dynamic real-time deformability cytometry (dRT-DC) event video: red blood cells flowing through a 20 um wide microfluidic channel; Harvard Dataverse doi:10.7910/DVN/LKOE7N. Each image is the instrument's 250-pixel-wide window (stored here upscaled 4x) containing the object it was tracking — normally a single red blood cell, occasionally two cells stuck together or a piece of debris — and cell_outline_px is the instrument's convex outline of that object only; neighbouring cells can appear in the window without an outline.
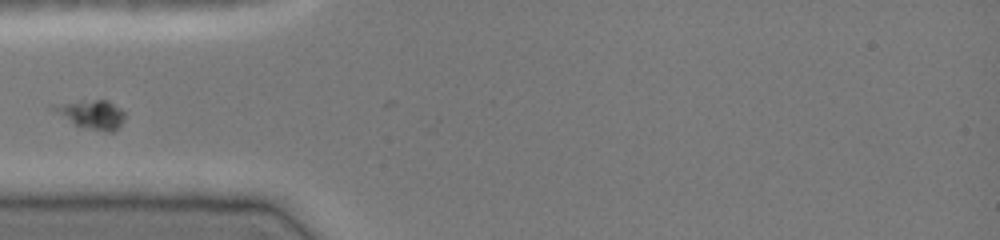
{"species": "common noctule bat (a hibernating species)", "species_latin": "Nyctalus noctula", "temperature_condition": "cold", "stored_images_in_passage": 33, "camera_frame_rate_fps": 3000, "um_per_image_px": 0.085, "animal": {"sex": "female", "body_mass_g": 19.0, "forearm_length_mm": 51.5}, "frame": {"image": 1, "passage_image": 1, "time_ms": 0.0, "image_size_px": [1000, 240], "cell_outline_px": [[124, 120], [116, 132], [108, 132], [88, 128], [76, 124], [48, 108], [52, 104], [80, 100], [108, 100], [120, 108], [124, 112]], "centroid_in_image_um": [7.8, 9.7], "position_along_channel_um": 77.2, "area_um2": 11.96}}
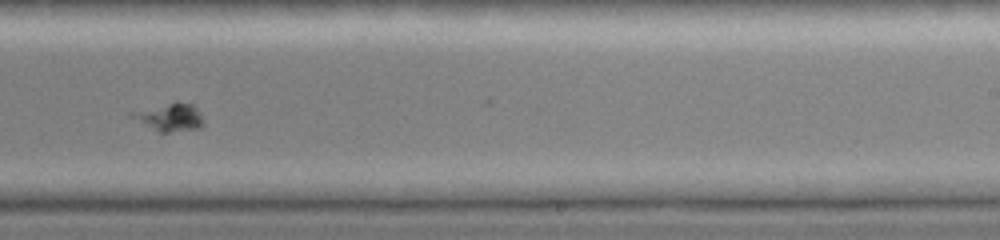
{"frame": {"image": 2, "passage_image": 16, "time_ms": 5.0, "image_size_px": [1000, 240], "cell_outline_px": [[204, 124], [200, 128], [168, 132], [156, 132], [128, 116], [128, 112], [176, 100], [192, 104], [200, 112], [204, 120]], "centroid_in_image_um": [14.39, 9.94], "position_along_channel_um": 274.6, "area_um2": 12.08}}
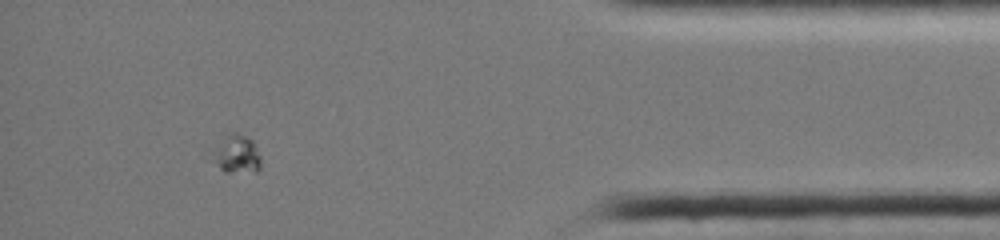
{"frame": {"image": 3, "passage_image": 29, "time_ms": 9.333, "image_size_px": [1000, 240], "cell_outline_px": [[260, 168], [256, 172], [224, 172], [216, 164], [216, 152], [224, 136], [228, 132], [240, 132], [252, 140], [260, 156]], "centroid_in_image_um": [20.2, 13.1], "position_along_channel_um": 415.0, "area_um2": 10.4}}